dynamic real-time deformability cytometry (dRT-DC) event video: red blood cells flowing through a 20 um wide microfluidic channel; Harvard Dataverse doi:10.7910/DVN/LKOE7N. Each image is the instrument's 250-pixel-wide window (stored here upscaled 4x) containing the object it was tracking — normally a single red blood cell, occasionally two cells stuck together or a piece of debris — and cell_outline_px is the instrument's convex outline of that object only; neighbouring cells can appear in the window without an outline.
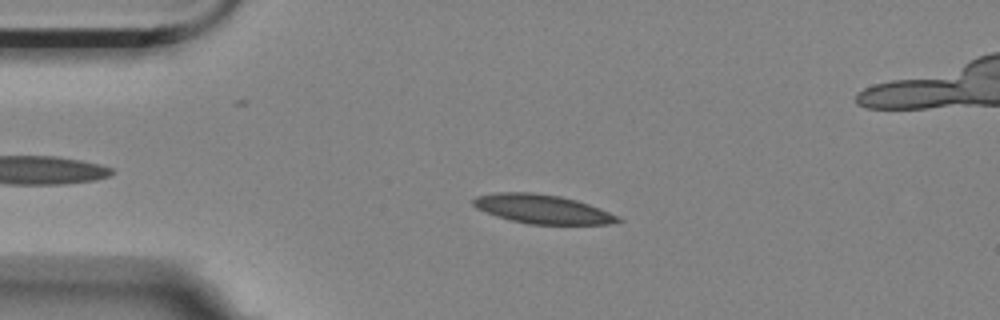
{"species": "Egyptian fruit bat (a non-hibernating species)", "species_latin": "Rousettus aegyptiacus", "temperature_condition": "room temperature", "stored_images_in_passage": 8, "camera_frame_rate_fps": 3000, "um_per_image_px": 0.085, "animal": {"sex": "female"}, "frame": {"image": 1, "passage_image": 3, "time_ms": 0.667, "image_size_px": [1000, 320], "cell_outline_px": [[624, 220], [608, 224], [528, 224], [496, 216], [476, 208], [472, 204], [472, 200], [476, 196], [496, 192], [532, 192], [560, 196], [576, 200], [588, 204], [620, 216]], "centroid_in_image_um": [46.09, 17.77], "position_along_channel_um": 38.9, "area_um2": 24.39}}
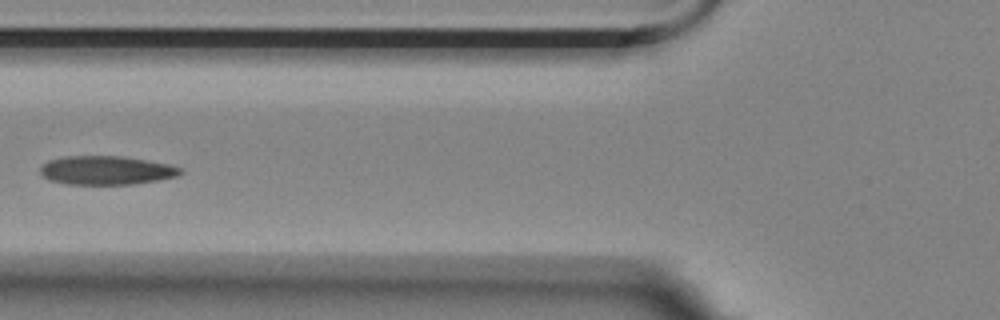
{"frame": {"image": 2, "passage_image": 5, "time_ms": 1.333, "image_size_px": [1000, 320], "cell_outline_px": [[184, 172], [176, 176], [156, 180], [132, 184], [64, 184], [48, 180], [40, 172], [40, 168], [48, 160], [64, 156], [124, 156], [168, 164], [180, 168]], "centroid_in_image_um": [9.0, 14.47], "position_along_channel_um": 116.8, "area_um2": 23.41}}
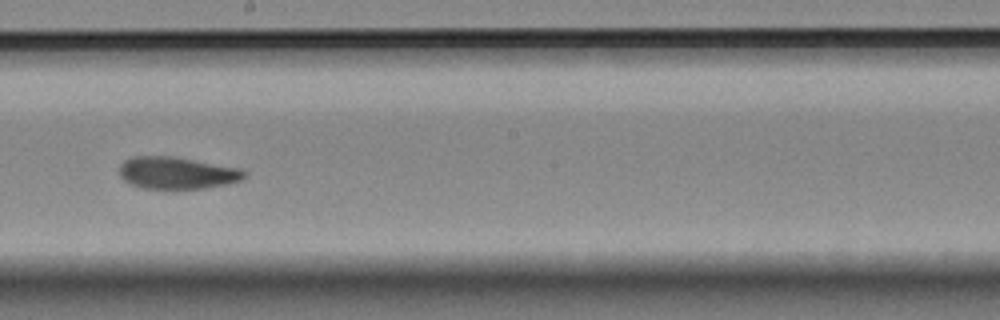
{"frame": {"image": 3, "passage_image": 8, "time_ms": 2.333, "image_size_px": [1000, 320], "cell_outline_px": [[248, 176], [240, 180], [228, 184], [204, 188], [144, 188], [128, 184], [120, 176], [120, 164], [124, 160], [132, 156], [172, 156], [240, 168]], "centroid_in_image_um": [15.02, 14.69], "position_along_channel_um": 233.2, "area_um2": 23.29}}